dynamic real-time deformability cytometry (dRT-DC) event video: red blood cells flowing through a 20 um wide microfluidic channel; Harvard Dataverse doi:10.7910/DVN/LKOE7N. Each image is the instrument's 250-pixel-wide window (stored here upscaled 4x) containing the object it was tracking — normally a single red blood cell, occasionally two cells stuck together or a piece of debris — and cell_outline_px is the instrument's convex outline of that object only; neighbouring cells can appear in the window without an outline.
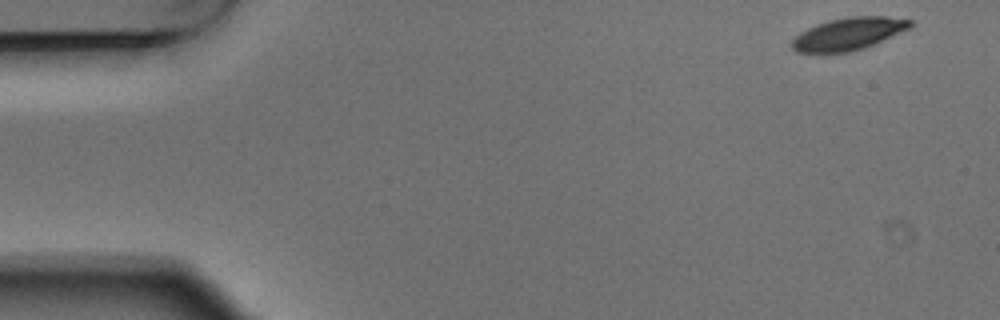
{"species": "Egyptian fruit bat (a non-hibernating species)", "species_latin": "Rousettus aegyptiacus", "temperature_condition": "warm", "stored_images_in_passage": 4, "camera_frame_rate_fps": 3000, "um_per_image_px": 0.085, "animal": {"sex": "male"}, "frame": {"image": 1, "passage_image": 1, "time_ms": 0.0, "image_size_px": [1000, 320], "cell_outline_px": [[912, 24], [908, 28], [864, 48], [848, 52], [796, 52], [792, 48], [792, 40], [800, 32], [816, 24], [828, 20], [848, 16], [884, 16], [912, 20]], "centroid_in_image_um": [72.08, 2.86], "position_along_channel_um": 12.9, "area_um2": 21.96}}